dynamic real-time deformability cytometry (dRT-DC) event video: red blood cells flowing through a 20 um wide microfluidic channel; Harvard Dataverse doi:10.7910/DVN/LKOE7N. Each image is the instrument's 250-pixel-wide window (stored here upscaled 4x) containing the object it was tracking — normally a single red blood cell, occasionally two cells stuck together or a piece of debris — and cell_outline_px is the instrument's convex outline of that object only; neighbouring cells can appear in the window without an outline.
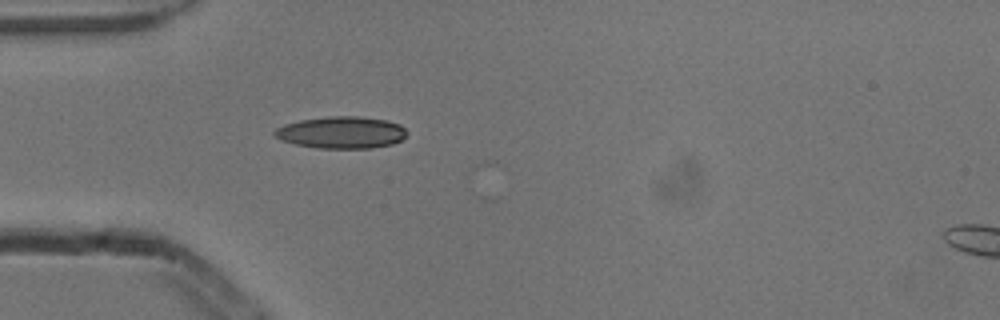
{"species": "common noctule bat (a hibernating species)", "species_latin": "Nyctalus noctula", "temperature_condition": "cold", "stored_images_in_passage": 6, "segment_of_instrument_passage": [2, 2], "camera_frame_rate_fps": 3000, "um_per_image_px": 0.085, "animal": {"sex": "male", "body_mass_g": 13.3}, "frame": {"image": 1, "passage_image": 5, "time_ms": 1.333, "image_size_px": [1000, 320], "cell_outline_px": [[408, 132], [400, 140], [392, 144], [372, 148], [320, 148], [296, 144], [280, 140], [272, 136], [272, 132], [276, 128], [284, 124], [300, 120], [328, 116], [360, 116], [388, 120], [400, 124]], "centroid_in_image_um": [29.0, 11.25], "position_along_channel_um": 56.0, "area_um2": 24.8}}